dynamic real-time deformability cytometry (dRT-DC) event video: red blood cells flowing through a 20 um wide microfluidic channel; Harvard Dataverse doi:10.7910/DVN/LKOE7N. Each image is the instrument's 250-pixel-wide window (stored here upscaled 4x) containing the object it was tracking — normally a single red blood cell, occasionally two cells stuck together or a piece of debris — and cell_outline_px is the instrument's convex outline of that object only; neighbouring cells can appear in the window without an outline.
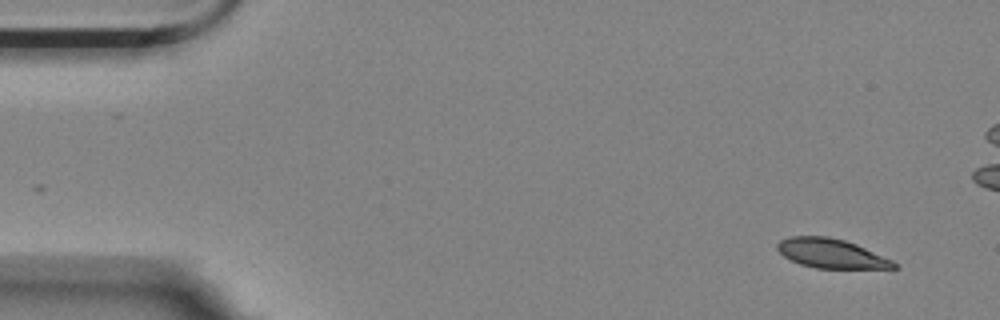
{"species": "Egyptian fruit bat (a non-hibernating species)", "species_latin": "Rousettus aegyptiacus", "temperature_condition": "room temperature", "stored_images_in_passage": 2, "camera_frame_rate_fps": 3000, "um_per_image_px": 0.085, "animal": {"sex": "female"}, "frame": {"image": 1, "passage_image": 2, "time_ms": 0.333, "image_size_px": [1000, 320], "cell_outline_px": [[900, 268], [816, 268], [800, 264], [784, 256], [776, 248], [776, 244], [780, 240], [792, 236], [828, 236], [844, 240], [856, 244], [892, 260]], "centroid_in_image_um": [70.63, 21.54], "position_along_channel_um": 14.4, "area_um2": 19.71}}